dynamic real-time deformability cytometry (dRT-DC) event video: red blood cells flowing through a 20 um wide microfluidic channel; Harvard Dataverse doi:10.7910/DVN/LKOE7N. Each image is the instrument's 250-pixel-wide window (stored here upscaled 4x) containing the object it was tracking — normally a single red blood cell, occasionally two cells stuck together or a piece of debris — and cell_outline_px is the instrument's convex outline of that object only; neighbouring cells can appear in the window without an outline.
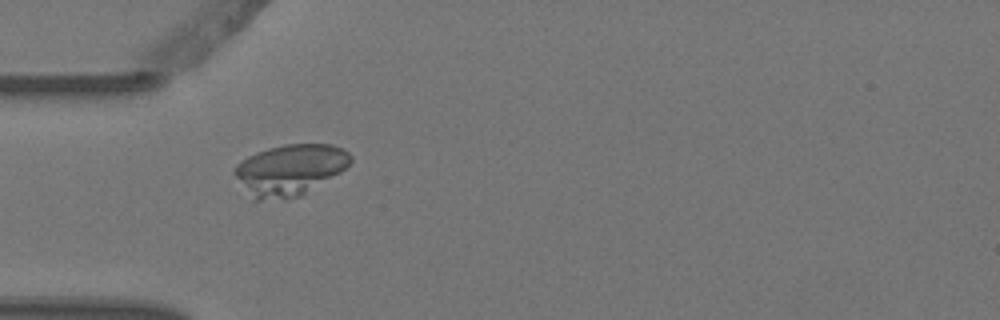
{"species": "Egyptian fruit bat (a non-hibernating species)", "species_latin": "Rousettus aegyptiacus", "temperature_condition": "warm", "stored_images_in_passage": 3, "camera_frame_rate_fps": 3000, "um_per_image_px": 0.085, "animal": {"sex": "female"}, "frame": {"image": 1, "passage_image": 2, "time_ms": 0.333, "image_size_px": [1000, 320], "cell_outline_px": [[352, 160], [340, 172], [300, 196], [284, 200], [252, 200], [232, 172], [232, 168], [240, 160], [256, 152], [268, 148], [284, 144], [332, 144], [348, 152], [352, 156]], "centroid_in_image_um": [24.58, 14.44], "position_along_channel_um": 60.4, "area_um2": 34.68}}
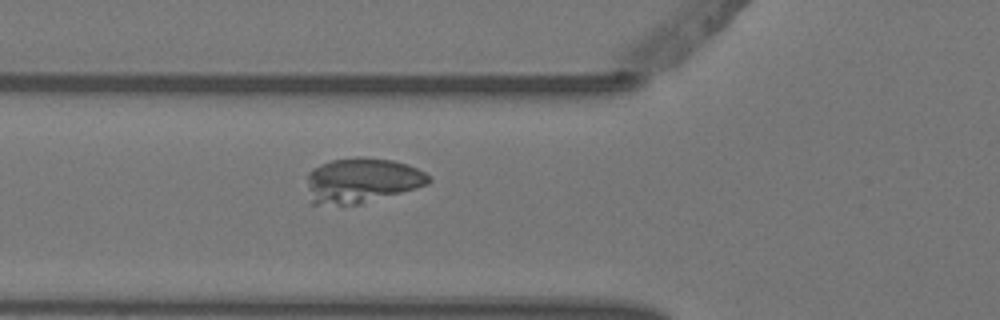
{"frame": {"image": 2, "passage_image": 3, "time_ms": 0.667, "image_size_px": [1000, 320], "cell_outline_px": [[432, 180], [428, 184], [416, 188], [360, 204], [312, 204], [308, 188], [308, 172], [312, 168], [320, 164], [332, 160], [356, 156], [360, 156], [392, 160], [408, 164], [432, 176]], "centroid_in_image_um": [30.77, 15.31], "position_along_channel_um": 95.0, "area_um2": 31.91}}